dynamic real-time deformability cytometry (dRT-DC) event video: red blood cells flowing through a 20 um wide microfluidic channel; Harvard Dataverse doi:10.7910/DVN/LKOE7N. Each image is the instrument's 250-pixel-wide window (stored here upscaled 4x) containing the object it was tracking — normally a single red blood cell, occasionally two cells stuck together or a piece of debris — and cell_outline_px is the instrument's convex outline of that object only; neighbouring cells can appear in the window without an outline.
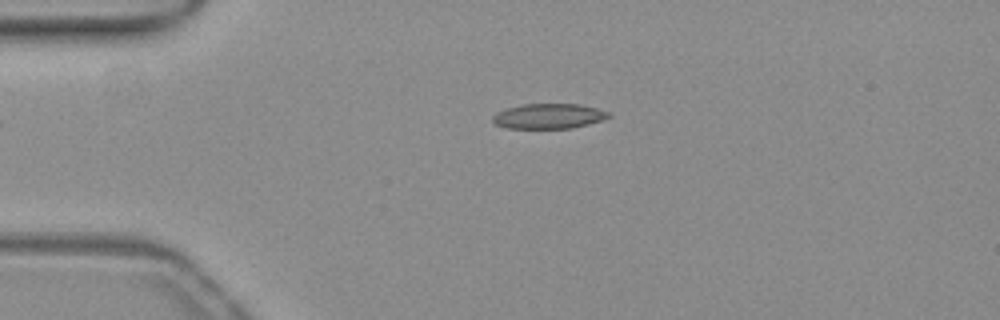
{"species": "common noctule bat (a hibernating species)", "species_latin": "Nyctalus noctula", "temperature_condition": "warm", "stored_images_in_passage": 37, "camera_frame_rate_fps": 3000, "um_per_image_px": 0.085, "animal": {"sex": "female", "body_mass_g": 19.3, "forearm_length_mm": 54.1}, "frame": {"image": 1, "passage_image": 1, "time_ms": 0.0, "image_size_px": [1000, 320], "cell_outline_px": [[612, 116], [604, 120], [572, 128], [508, 128], [496, 124], [492, 120], [492, 116], [496, 112], [520, 104], [580, 104], [596, 108], [608, 112]], "centroid_in_image_um": [46.65, 9.87], "position_along_channel_um": 38.3, "area_um2": 16.94}}
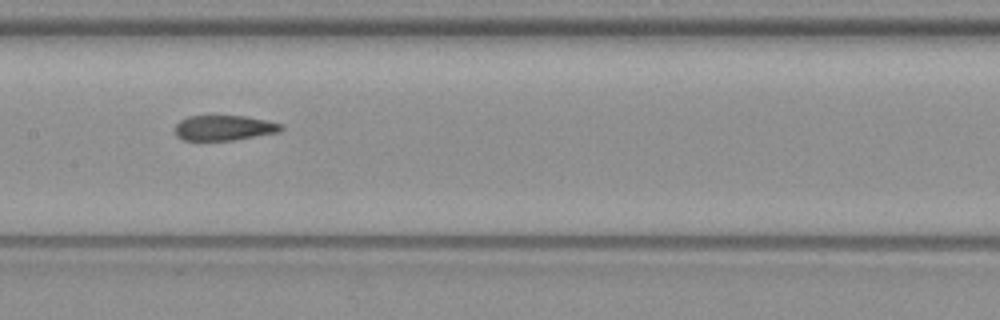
{"frame": {"image": 2, "passage_image": 15, "time_ms": 4.667, "image_size_px": [1000, 320], "cell_outline_px": [[284, 128], [280, 132], [232, 140], [184, 140], [176, 136], [176, 124], [180, 120], [188, 116], [244, 116], [284, 124]], "centroid_in_image_um": [19.06, 10.87], "position_along_channel_um": 188.3, "area_um2": 15.49}}
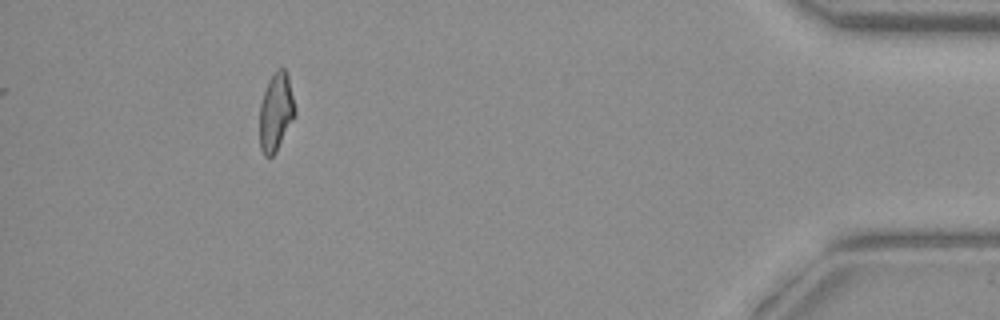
{"frame": {"image": 3, "passage_image": 37, "time_ms": 12.0, "image_size_px": [1000, 320], "cell_outline_px": [[296, 112], [276, 152], [272, 156], [264, 156], [260, 148], [260, 104], [268, 80], [272, 72], [276, 68], [284, 68], [288, 72]], "centroid_in_image_um": [23.45, 9.46], "position_along_channel_um": 411.8, "area_um2": 16.13}, "authors_computed_cell_mechanics": {"area_um2": 16.9354, "velocity_mm_per_s": 3.9076, "shape_relaxation_time_tau1_ms": null, "shape_relaxation_time_tau2_ms": 2.316, "deformation_change_tau1": null, "deformation_change_tau2": 0.0795}}